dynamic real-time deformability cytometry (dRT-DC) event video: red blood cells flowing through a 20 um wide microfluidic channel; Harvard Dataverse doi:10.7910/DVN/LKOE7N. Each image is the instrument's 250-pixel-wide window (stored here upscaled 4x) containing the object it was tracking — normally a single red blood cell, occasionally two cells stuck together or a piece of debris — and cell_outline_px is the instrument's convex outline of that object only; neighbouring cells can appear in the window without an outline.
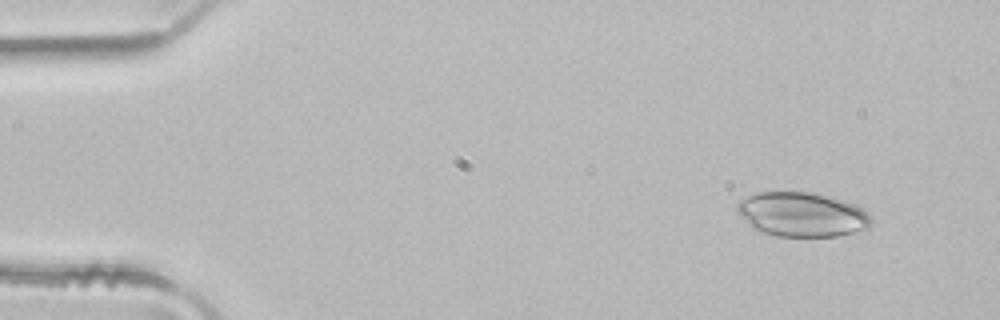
{"species": "common noctule bat (a hibernating species)", "species_latin": "Nyctalus noctula", "temperature_condition": "room temperature", "stored_images_in_passage": 4, "camera_frame_rate_fps": 3000, "um_per_image_px": 0.085, "animal": {"sex": "male", "body_mass_g": 21.5, "forearm_length_mm": 52.0}, "frame": {"image": 1, "passage_image": 2, "time_ms": 0.333, "image_size_px": [1000, 320], "cell_outline_px": [[872, 224], [868, 228], [836, 236], [776, 236], [752, 228], [748, 224], [736, 208], [736, 204], [740, 200], [748, 196], [760, 192], [808, 192], [856, 204], [872, 220]], "centroid_in_image_um": [68.14, 18.23], "position_along_channel_um": 16.9, "area_um2": 34.1}}